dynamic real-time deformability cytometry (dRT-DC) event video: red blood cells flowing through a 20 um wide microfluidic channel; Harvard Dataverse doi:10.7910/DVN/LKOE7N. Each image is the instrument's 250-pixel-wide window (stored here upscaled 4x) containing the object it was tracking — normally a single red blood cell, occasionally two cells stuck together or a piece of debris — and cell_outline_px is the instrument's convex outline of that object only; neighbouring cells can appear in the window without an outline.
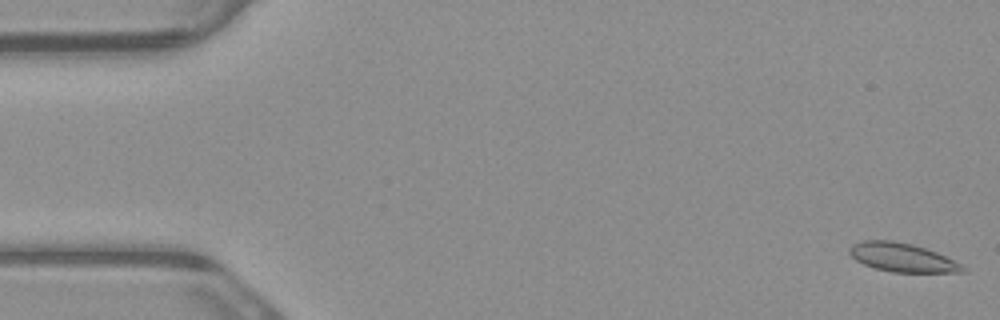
{"species": "common noctule bat (a hibernating species)", "species_latin": "Nyctalus noctula", "temperature_condition": "warm", "stored_images_in_passage": 5, "camera_frame_rate_fps": 3000, "um_per_image_px": 0.085, "animal": {"sex": "male", "body_mass_g": 23.1, "forearm_length_mm": 52.7}, "frame": {"image": 1, "passage_image": 1, "time_ms": 0.0, "image_size_px": [1000, 320], "cell_outline_px": [[968, 272], [892, 272], [876, 268], [864, 264], [856, 260], [848, 252], [848, 248], [852, 244], [864, 240], [892, 240], [912, 244], [936, 252], [968, 268]], "centroid_in_image_um": [76.67, 21.88], "position_along_channel_um": 8.3, "area_um2": 18.84}}
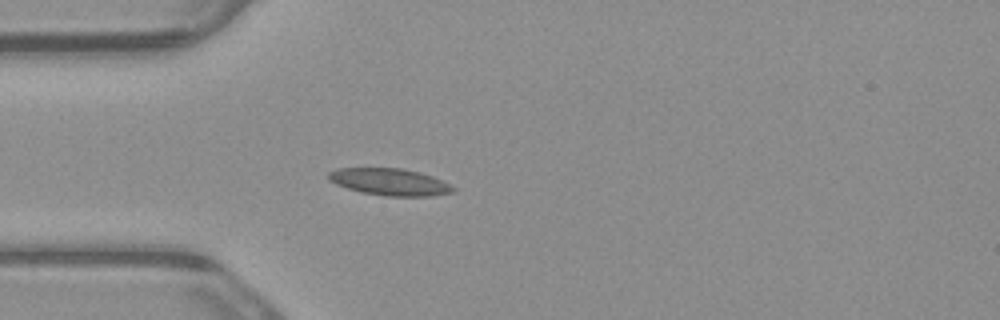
{"frame": {"image": 2, "passage_image": 5, "time_ms": 1.333, "image_size_px": [1000, 320], "cell_outline_px": [[456, 188], [452, 192], [428, 196], [384, 196], [360, 192], [336, 184], [328, 180], [328, 172], [336, 168], [404, 168], [420, 172], [432, 176]], "centroid_in_image_um": [33.08, 15.45], "position_along_channel_um": 51.9, "area_um2": 19.54}}